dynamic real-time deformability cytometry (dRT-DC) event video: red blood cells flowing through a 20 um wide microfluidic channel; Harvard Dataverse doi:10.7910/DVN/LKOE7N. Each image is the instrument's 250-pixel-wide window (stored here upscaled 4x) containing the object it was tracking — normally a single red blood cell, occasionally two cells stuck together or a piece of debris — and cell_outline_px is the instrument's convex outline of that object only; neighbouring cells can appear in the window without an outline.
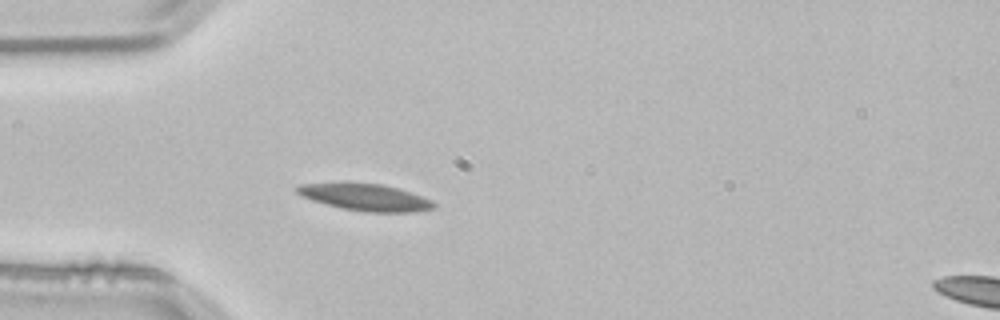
{"species": "common noctule bat (a hibernating species)", "species_latin": "Nyctalus noctula", "temperature_condition": "room temperature", "stored_images_in_passage": 40, "camera_frame_rate_fps": 3000, "um_per_image_px": 0.085, "animal": {"sex": "male", "body_mass_g": 21.5, "forearm_length_mm": 52.0}, "frame": {"image": 1, "passage_image": 1, "time_ms": 0.0, "image_size_px": [1000, 320], "cell_outline_px": [[436, 208], [416, 212], [364, 212], [340, 208], [312, 200], [300, 196], [292, 188], [300, 184], [380, 184], [396, 188], [432, 200], [436, 204]], "centroid_in_image_um": [31.05, 16.8], "position_along_channel_um": 53.9, "area_um2": 21.04}}
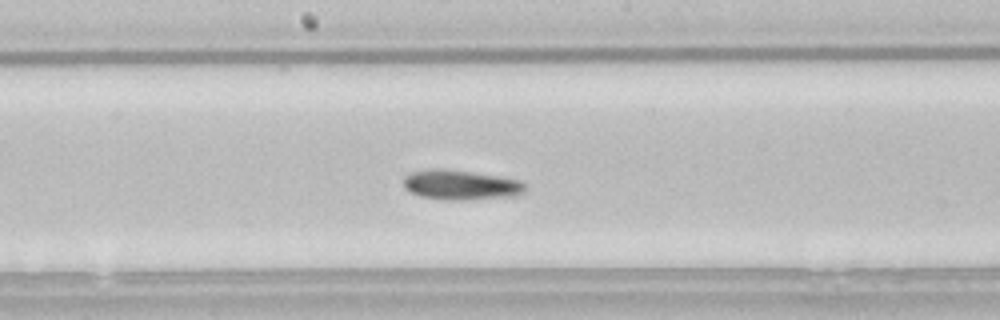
{"frame": {"image": 2, "passage_image": 14, "time_ms": 4.333, "image_size_px": [1000, 320], "cell_outline_px": [[524, 192], [516, 196], [464, 200], [460, 200], [420, 196], [404, 188], [404, 176], [412, 172], [428, 168], [444, 168], [496, 176], [520, 180], [524, 184]], "centroid_in_image_um": [39.15, 15.7], "position_along_channel_um": 209.1, "area_um2": 20.92}}
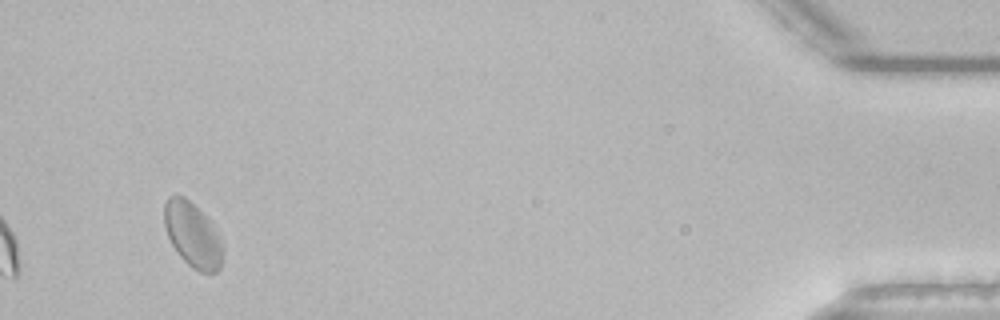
{"frame": {"image": 3, "passage_image": 37, "time_ms": 12.0, "image_size_px": [1000, 320], "cell_outline_px": [[224, 256], [220, 268], [216, 272], [200, 272], [192, 268], [180, 256], [172, 244], [168, 236], [164, 224], [164, 204], [168, 196], [184, 196], [212, 224], [220, 236], [224, 248]], "centroid_in_image_um": [16.4, 20.0], "position_along_channel_um": 418.8, "area_um2": 21.96}, "authors_computed_cell_mechanics": {"area_um2": 20.7213, "velocity_mm_per_s": 3.7518, "shape_relaxation_time_tau1_ms": 10.085, "shape_relaxation_time_tau2_ms": 3.421, "deformation_change_tau1": 0.1452, "deformation_change_tau2": 0.091}}